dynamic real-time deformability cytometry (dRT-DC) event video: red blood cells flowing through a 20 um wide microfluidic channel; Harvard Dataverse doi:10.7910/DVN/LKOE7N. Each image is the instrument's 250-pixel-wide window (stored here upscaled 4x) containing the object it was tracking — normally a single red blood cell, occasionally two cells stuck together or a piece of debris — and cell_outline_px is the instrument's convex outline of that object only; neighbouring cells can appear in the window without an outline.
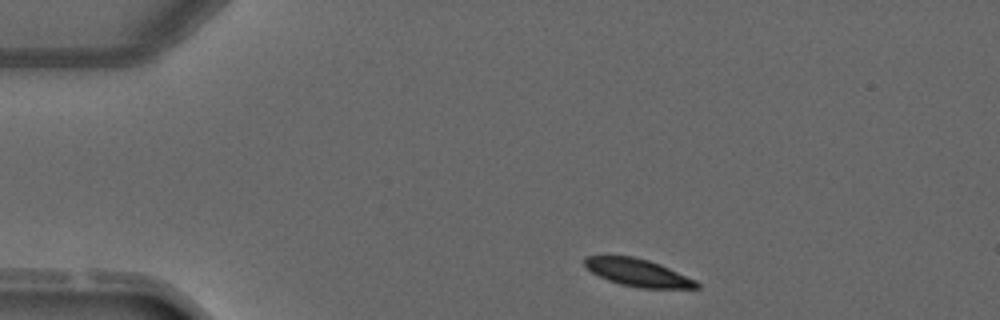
{"species": "common noctule bat (a hibernating species)", "species_latin": "Nyctalus noctula", "temperature_condition": "warm", "stored_images_in_passage": 2, "camera_frame_rate_fps": 3000, "um_per_image_px": 0.085, "animal": {"sex": "male", "forearm_length_mm": 52.5}, "frame": {"image": 1, "passage_image": 1, "time_ms": 0.0, "image_size_px": [1000, 320], "cell_outline_px": [[700, 288], [640, 288], [620, 284], [608, 280], [592, 272], [584, 264], [584, 256], [632, 256], [648, 260], [660, 264], [696, 280], [700, 284]], "centroid_in_image_um": [54.24, 23.18], "position_along_channel_um": 30.8, "area_um2": 17.8}}